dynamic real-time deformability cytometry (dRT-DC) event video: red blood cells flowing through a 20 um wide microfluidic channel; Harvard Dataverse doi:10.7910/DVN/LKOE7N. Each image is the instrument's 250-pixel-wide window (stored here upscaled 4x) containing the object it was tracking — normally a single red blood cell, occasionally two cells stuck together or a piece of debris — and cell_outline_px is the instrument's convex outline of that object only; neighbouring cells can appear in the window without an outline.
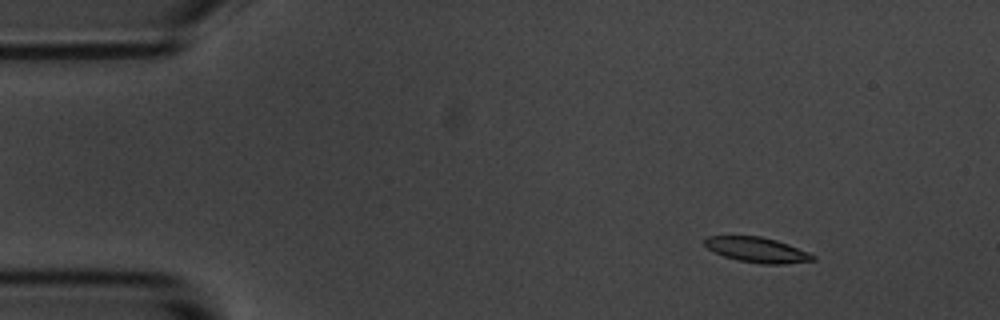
{"species": "common noctule bat (a hibernating species)", "species_latin": "Nyctalus noctula", "temperature_condition": "room temperature", "stored_images_in_passage": 4, "camera_frame_rate_fps": 3000, "um_per_image_px": 0.085, "animal": {"sex": "male", "body_mass_g": 20.1, "forearm_length_mm": 53.5}, "frame": {"image": 1, "passage_image": 1, "time_ms": 0.0, "image_size_px": [1000, 320], "cell_outline_px": [[816, 260], [784, 264], [760, 264], [740, 260], [724, 256], [708, 248], [704, 244], [704, 236], [760, 236], [776, 240], [788, 244], [808, 252], [816, 256]], "centroid_in_image_um": [64.37, 21.23], "position_along_channel_um": 20.6, "area_um2": 15.78}}
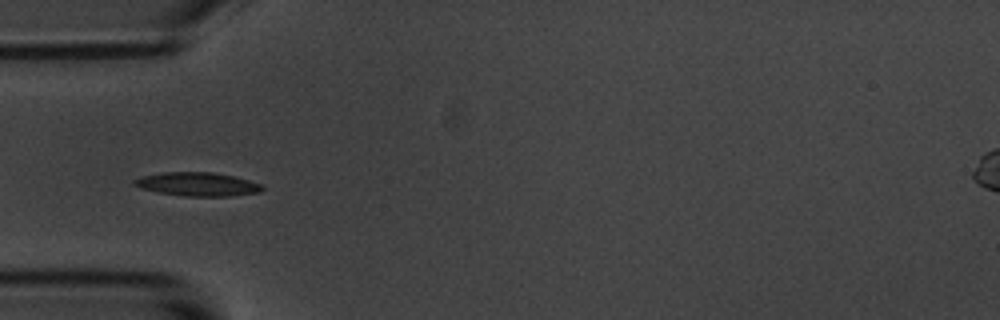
{"frame": {"image": 2, "passage_image": 4, "time_ms": 3.667, "image_size_px": [1000, 320], "cell_outline_px": [[264, 188], [260, 192], [232, 196], [184, 196], [160, 192], [140, 188], [132, 184], [132, 180], [144, 176], [160, 172], [212, 172], [232, 176], [248, 180], [260, 184]], "centroid_in_image_um": [16.77, 15.65], "position_along_channel_um": 68.2, "area_um2": 17.51}}